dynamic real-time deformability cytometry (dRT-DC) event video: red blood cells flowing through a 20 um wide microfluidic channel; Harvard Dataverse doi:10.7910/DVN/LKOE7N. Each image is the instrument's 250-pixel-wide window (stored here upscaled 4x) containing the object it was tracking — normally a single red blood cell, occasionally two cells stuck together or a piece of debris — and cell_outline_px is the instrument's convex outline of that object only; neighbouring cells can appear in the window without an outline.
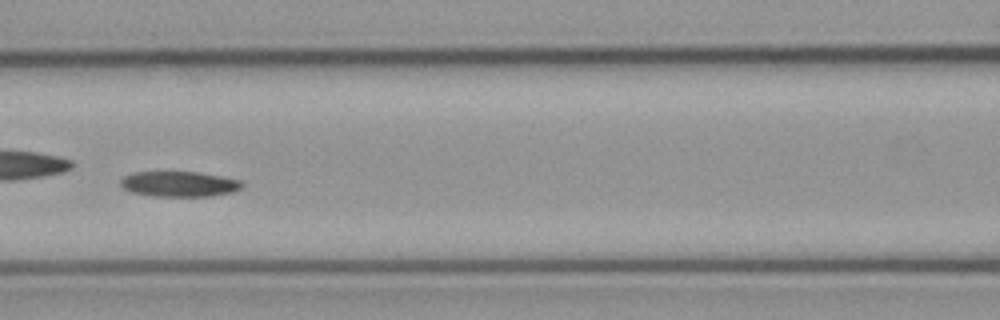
{"species": "common noctule bat (a hibernating species)", "species_latin": "Nyctalus noctula", "temperature_condition": "cold", "stored_images_in_passage": 8, "segment_of_instrument_passage": [1, 2], "camera_frame_rate_fps": 3000, "um_per_image_px": 0.085, "animal": {"sex": "male", "body_mass_g": 23.1, "forearm_length_mm": 52.7}, "frame": {"image": 1, "passage_image": 7, "time_ms": 7.0, "image_size_px": [1000, 320], "cell_outline_px": [[244, 188], [232, 192], [212, 196], [152, 196], [128, 192], [120, 184], [120, 180], [124, 176], [132, 172], [200, 172], [240, 180], [244, 184]], "centroid_in_image_um": [15.23, 15.64], "position_along_channel_um": 151.4, "area_um2": 18.15}}